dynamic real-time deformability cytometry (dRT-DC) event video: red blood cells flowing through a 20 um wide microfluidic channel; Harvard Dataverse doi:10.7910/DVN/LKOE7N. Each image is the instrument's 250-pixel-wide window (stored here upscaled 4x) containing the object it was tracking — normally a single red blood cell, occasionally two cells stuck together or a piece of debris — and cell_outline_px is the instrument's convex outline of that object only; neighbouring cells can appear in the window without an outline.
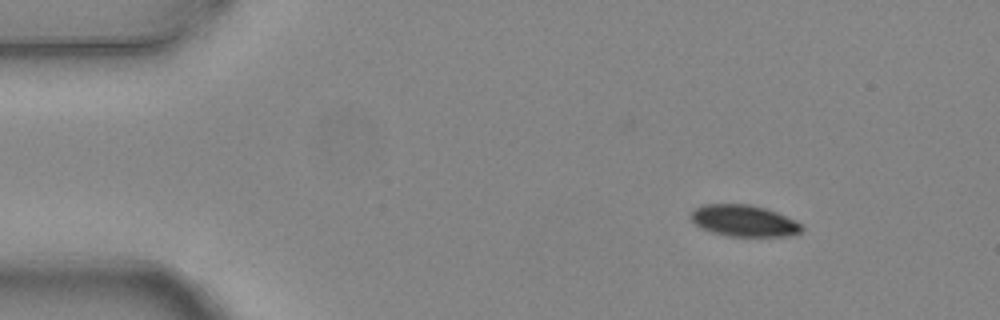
{"species": "common noctule bat (a hibernating species)", "species_latin": "Nyctalus noctula", "temperature_condition": "warm", "stored_images_in_passage": 5, "camera_frame_rate_fps": 3000, "um_per_image_px": 0.085, "animal": {"sex": "female", "body_mass_g": 24.6, "forearm_length_mm": 56.2}, "frame": {"image": 1, "passage_image": 1, "time_ms": 0.0, "image_size_px": [1000, 320], "cell_outline_px": [[804, 228], [800, 232], [788, 236], [728, 236], [712, 232], [700, 228], [688, 216], [696, 208], [704, 204], [748, 204], [764, 208], [776, 212], [800, 224]], "centroid_in_image_um": [63.18, 18.77], "position_along_channel_um": 21.8, "area_um2": 20.11}}
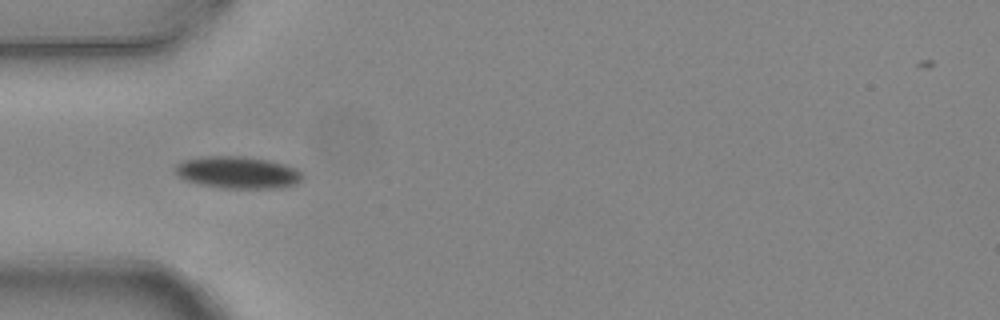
{"frame": {"image": 2, "passage_image": 4, "time_ms": 1.0, "image_size_px": [1000, 320], "cell_outline_px": [[304, 176], [296, 184], [280, 188], [224, 188], [200, 184], [184, 180], [176, 172], [176, 164], [184, 160], [208, 156], [240, 156], [268, 160], [284, 164], [296, 168]], "centroid_in_image_um": [20.23, 14.66], "position_along_channel_um": 64.8, "area_um2": 23.58}}
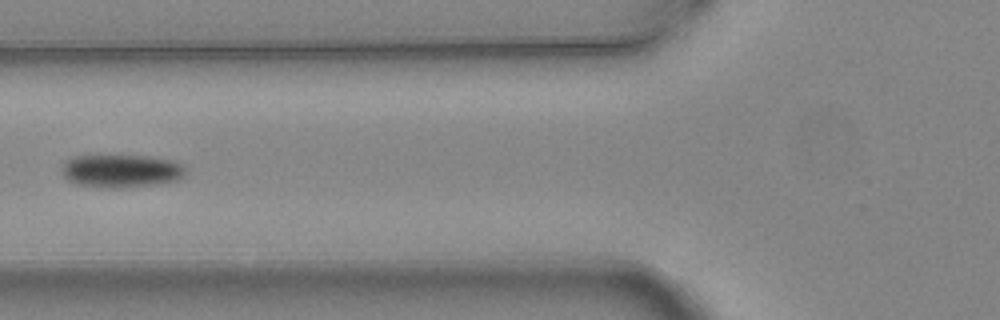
{"frame": {"image": 3, "passage_image": 5, "time_ms": 1.333, "image_size_px": [1000, 320], "cell_outline_px": [[184, 176], [176, 180], [152, 184], [124, 188], [108, 188], [76, 184], [68, 180], [60, 172], [60, 168], [64, 160], [72, 156], [148, 156], [172, 160], [180, 164], [184, 168]], "centroid_in_image_um": [10.22, 14.53], "position_along_channel_um": 115.6, "area_um2": 23.81}}